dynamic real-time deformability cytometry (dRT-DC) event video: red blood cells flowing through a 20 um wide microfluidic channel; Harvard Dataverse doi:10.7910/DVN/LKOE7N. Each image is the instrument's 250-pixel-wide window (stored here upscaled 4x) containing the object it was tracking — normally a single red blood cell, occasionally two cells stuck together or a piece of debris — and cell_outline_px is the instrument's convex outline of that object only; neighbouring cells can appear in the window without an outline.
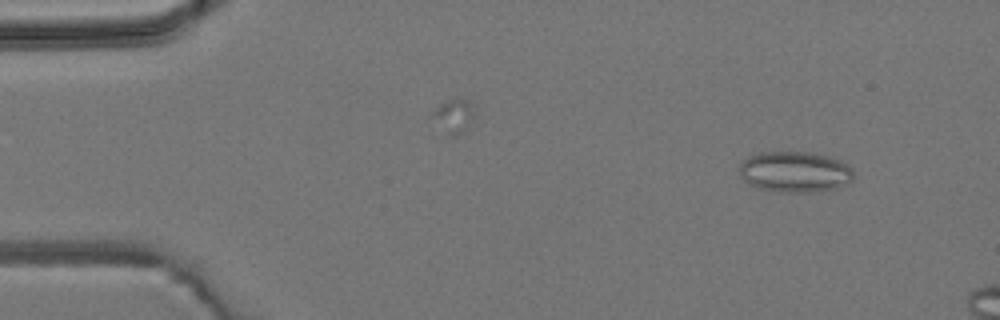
{"species": "common noctule bat (a hibernating species)", "species_latin": "Nyctalus noctula", "temperature_condition": "room temperature", "stored_images_in_passage": 6, "camera_frame_rate_fps": 3000, "um_per_image_px": 0.085, "animal": {"sex": "male", "body_mass_g": 19.2, "forearm_length_mm": 51.8}, "frame": {"image": 1, "passage_image": 1, "time_ms": 0.0, "image_size_px": [1000, 320], "cell_outline_px": [[852, 180], [848, 184], [836, 188], [816, 192], [780, 192], [760, 188], [748, 184], [740, 176], [740, 164], [748, 156], [760, 152], [812, 152], [828, 156], [840, 160], [848, 164], [852, 168]], "centroid_in_image_um": [67.58, 14.61], "position_along_channel_um": 17.4, "area_um2": 27.4}}
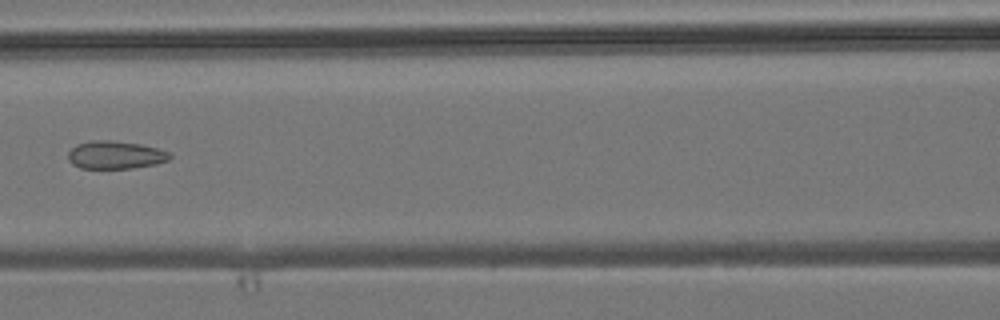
{"frame": {"image": 2, "passage_image": 6, "time_ms": 5.667, "image_size_px": [1000, 320], "cell_outline_px": [[172, 156], [168, 160], [156, 164], [132, 168], [80, 168], [72, 164], [68, 160], [68, 152], [76, 144], [92, 140], [112, 140], [140, 144], [172, 152]], "centroid_in_image_um": [9.81, 13.16], "position_along_channel_um": 156.8, "area_um2": 16.65}}